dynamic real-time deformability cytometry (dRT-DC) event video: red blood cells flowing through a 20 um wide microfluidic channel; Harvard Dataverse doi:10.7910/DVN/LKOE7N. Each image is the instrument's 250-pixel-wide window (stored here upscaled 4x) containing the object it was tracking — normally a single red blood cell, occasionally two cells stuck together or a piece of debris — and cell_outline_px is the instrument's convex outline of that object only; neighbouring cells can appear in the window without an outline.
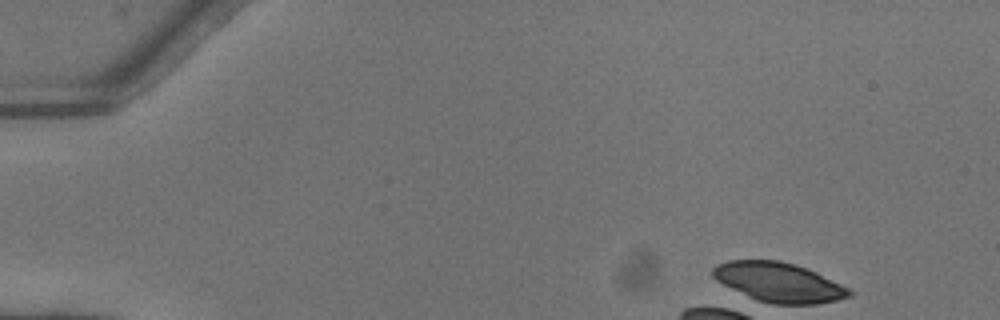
{"species": "common noctule bat (a hibernating species)", "species_latin": "Nyctalus noctula", "temperature_condition": "warm", "stored_images_in_passage": 2, "camera_frame_rate_fps": 3000, "um_per_image_px": 0.085, "animal": {"sex": "female"}, "frame": {"image": 1, "passage_image": 1, "time_ms": 0.0, "image_size_px": [1000, 320], "cell_outline_px": [[852, 296], [836, 300], [816, 304], [772, 304], [756, 300], [716, 280], [712, 276], [712, 268], [716, 264], [728, 260], [780, 260], [816, 272], [848, 288], [852, 292]], "centroid_in_image_um": [66.18, 23.99], "position_along_channel_um": 18.8, "area_um2": 31.1}}